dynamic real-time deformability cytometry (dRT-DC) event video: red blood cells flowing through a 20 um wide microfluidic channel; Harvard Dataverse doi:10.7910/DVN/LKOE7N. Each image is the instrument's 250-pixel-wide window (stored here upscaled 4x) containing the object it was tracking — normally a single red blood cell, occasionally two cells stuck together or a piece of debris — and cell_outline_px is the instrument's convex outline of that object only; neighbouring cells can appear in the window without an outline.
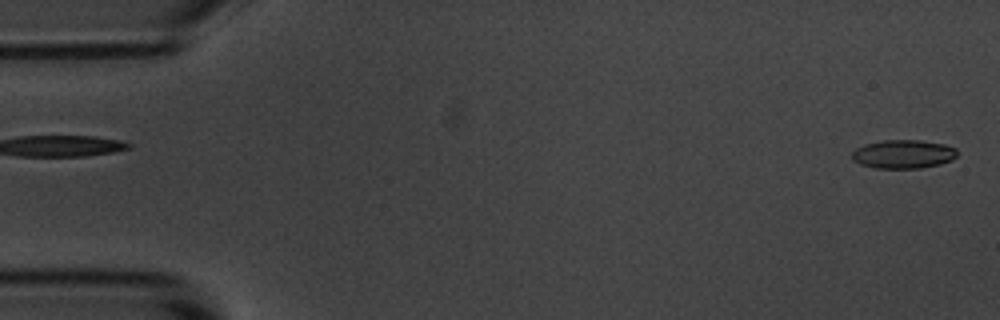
{"species": "common noctule bat (a hibernating species)", "species_latin": "Nyctalus noctula", "temperature_condition": "room temperature", "stored_images_in_passage": 3, "segment_of_instrument_passage": [2, 2], "camera_frame_rate_fps": 3000, "um_per_image_px": 0.085, "animal": {"sex": "male", "body_mass_g": 20.1, "forearm_length_mm": 53.5}, "frame": {"image": 1, "passage_image": 3, "time_ms": 2.0, "image_size_px": [1000, 320], "cell_outline_px": [[960, 152], [952, 160], [940, 164], [920, 168], [876, 168], [860, 164], [852, 160], [852, 152], [856, 148], [864, 144], [884, 140], [920, 140], [944, 144], [956, 148]], "centroid_in_image_um": [76.8, 13.1], "position_along_channel_um": 8.2, "area_um2": 17.69}}